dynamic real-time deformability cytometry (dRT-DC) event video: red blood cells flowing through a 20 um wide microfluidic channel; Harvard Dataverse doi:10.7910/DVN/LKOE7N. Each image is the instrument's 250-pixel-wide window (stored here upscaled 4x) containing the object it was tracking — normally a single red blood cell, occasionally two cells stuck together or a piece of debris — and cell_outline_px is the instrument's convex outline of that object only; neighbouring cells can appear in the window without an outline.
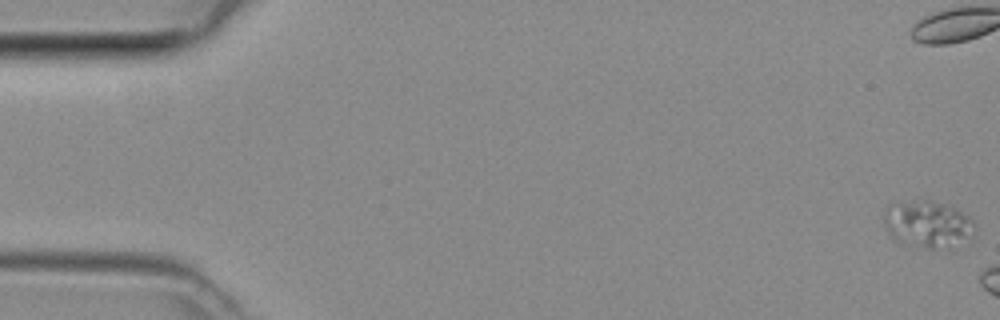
{"species": "common noctule bat (a hibernating species)", "species_latin": "Nyctalus noctula", "temperature_condition": "room temperature", "stored_images_in_passage": 7, "camera_frame_rate_fps": 3000, "um_per_image_px": 0.085, "animal": {"sex": "female", "body_mass_g": 29.2, "forearm_length_mm": 56.3}, "frame": {"image": 1, "passage_image": 1, "time_ms": 0.0, "image_size_px": [1000, 320], "cell_outline_px": [[972, 236], [952, 252], [924, 248], [900, 244], [892, 236], [884, 220], [884, 212], [888, 204], [920, 200], [932, 200], [948, 204], [956, 208], [968, 216], [972, 220]], "centroid_in_image_um": [78.9, 19.11], "position_along_channel_um": 6.1, "area_um2": 25.55}}